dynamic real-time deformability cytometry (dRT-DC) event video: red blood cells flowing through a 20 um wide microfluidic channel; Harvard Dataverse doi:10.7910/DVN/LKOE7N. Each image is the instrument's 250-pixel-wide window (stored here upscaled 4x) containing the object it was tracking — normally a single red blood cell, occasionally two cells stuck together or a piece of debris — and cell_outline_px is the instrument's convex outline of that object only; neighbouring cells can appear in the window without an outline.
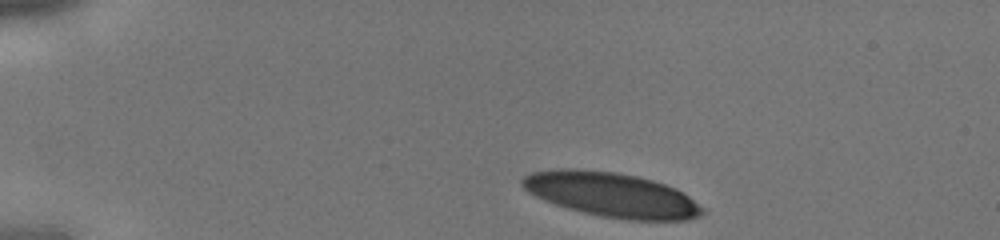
{"species": "human", "species_latin": "Homo sapiens", "temperature_condition": "cold", "stored_images_in_passage": 31, "camera_frame_rate_fps": 3000, "um_per_image_px": 0.085, "donor": {"sex": "male"}, "frame": {"image": 1, "passage_image": 1, "time_ms": 0.0, "image_size_px": [1000, 240], "cell_outline_px": [[704, 212], [700, 216], [688, 220], [628, 220], [604, 216], [584, 212], [568, 208], [544, 200], [528, 192], [520, 184], [520, 180], [524, 176], [532, 172], [560, 168], [576, 168], [616, 172], [636, 176], [652, 180], [676, 188], [688, 196], [704, 208]], "centroid_in_image_um": [51.97, 16.54], "position_along_channel_um": 33.0, "area_um2": 46.59}}
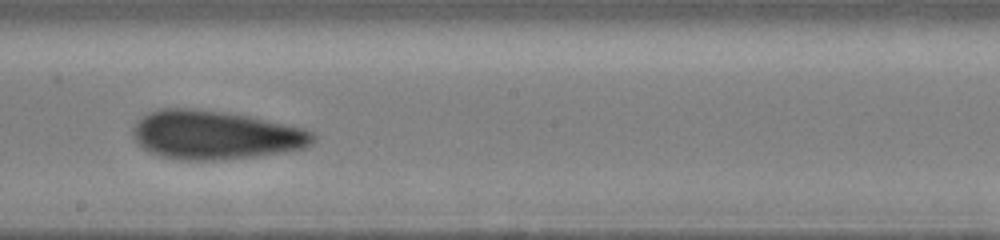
{"frame": {"image": 2, "passage_image": 18, "time_ms": 5.667, "image_size_px": [1000, 240], "cell_outline_px": [[316, 140], [308, 148], [284, 152], [256, 156], [220, 160], [188, 160], [160, 156], [148, 152], [136, 140], [132, 132], [132, 128], [148, 112], [160, 108], [192, 108], [224, 112], [252, 116], [304, 128], [316, 132]], "centroid_in_image_um": [18.37, 11.47], "position_along_channel_um": 229.8, "area_um2": 51.5}}
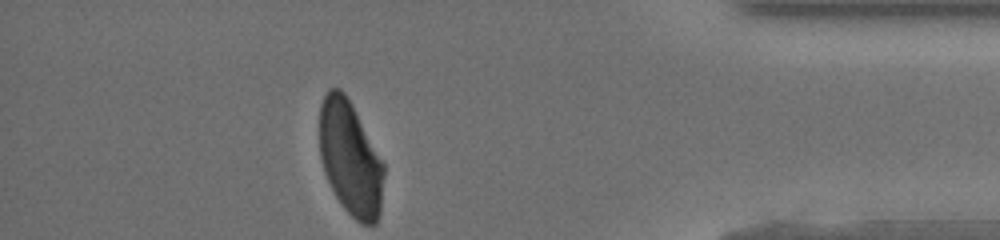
{"frame": {"image": 3, "passage_image": 31, "time_ms": 10.0, "image_size_px": [1000, 240], "cell_outline_px": [[384, 176], [380, 212], [376, 224], [360, 224], [344, 208], [336, 196], [324, 172], [320, 156], [320, 104], [328, 88], [340, 88], [344, 92], [352, 104], [384, 164]], "centroid_in_image_um": [29.77, 13.45], "position_along_channel_um": 405.4, "area_um2": 42.71}}